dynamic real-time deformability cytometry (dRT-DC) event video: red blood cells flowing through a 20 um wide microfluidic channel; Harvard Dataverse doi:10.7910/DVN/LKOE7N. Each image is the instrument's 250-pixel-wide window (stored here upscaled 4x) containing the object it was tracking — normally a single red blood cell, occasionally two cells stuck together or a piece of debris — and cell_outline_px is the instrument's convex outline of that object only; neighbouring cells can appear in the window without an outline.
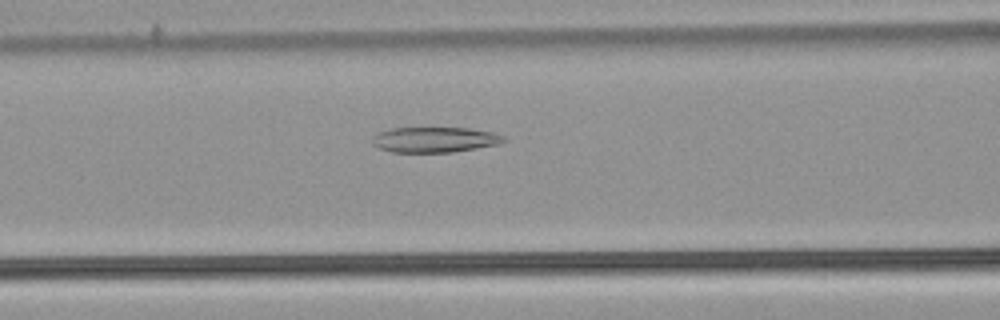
{"species": "common noctule bat (a hibernating species)", "species_latin": "Nyctalus noctula", "temperature_condition": "warm", "stored_images_in_passage": 53, "camera_frame_rate_fps": 3000, "um_per_image_px": 0.085, "animal": {"sex": "male", "body_mass_g": 21.5, "forearm_length_mm": 52.0}, "frame": {"image": 1, "passage_image": 22, "time_ms": 7.0, "image_size_px": [1000, 320], "cell_outline_px": [[508, 140], [500, 144], [452, 152], [392, 152], [376, 148], [372, 144], [372, 136], [376, 132], [392, 128], [468, 128], [492, 132], [504, 136]], "centroid_in_image_um": [36.91, 11.87], "position_along_channel_um": 129.7, "area_um2": 19.65}}
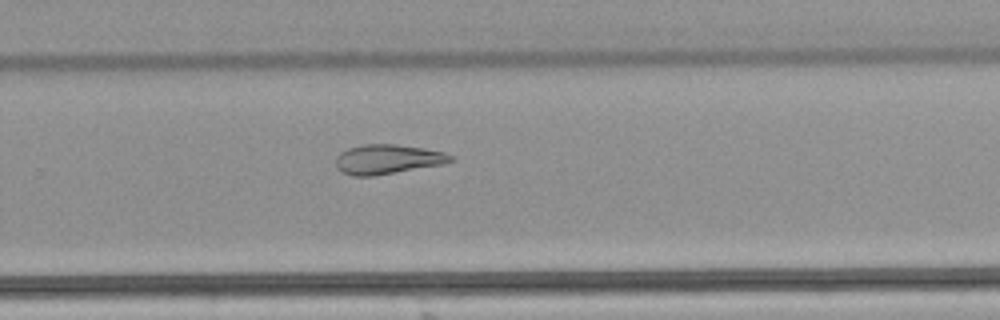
{"frame": {"image": 2, "passage_image": 35, "time_ms": 11.333, "image_size_px": [1000, 320], "cell_outline_px": [[456, 160], [440, 164], [372, 176], [352, 176], [344, 172], [336, 164], [336, 156], [340, 152], [348, 148], [364, 144], [396, 144], [424, 148], [444, 152], [452, 156]], "centroid_in_image_um": [32.94, 13.52], "position_along_channel_um": 296.9, "area_um2": 19.48}}
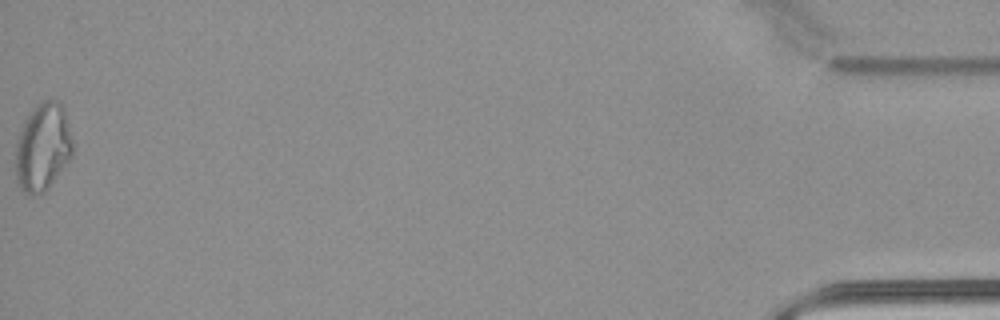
{"frame": {"image": 3, "passage_image": 53, "time_ms": 17.333, "image_size_px": [1000, 320], "cell_outline_px": [[76, 148], [72, 156], [48, 188], [44, 192], [24, 192], [20, 188], [16, 180], [16, 140], [32, 108], [36, 104], [44, 100], [60, 100], [64, 104]], "centroid_in_image_um": [3.7, 12.44], "position_along_channel_um": 431.5, "area_um2": 29.54}, "authors_computed_cell_mechanics": {"area_um2": 24.1604, "velocity_mm_per_s": 3.8696, "shape_relaxation_time_tau1_ms": null, "shape_relaxation_time_tau2_ms": 8.3309, "deformation_change_tau1": null, "deformation_change_tau2": 0.1604}}